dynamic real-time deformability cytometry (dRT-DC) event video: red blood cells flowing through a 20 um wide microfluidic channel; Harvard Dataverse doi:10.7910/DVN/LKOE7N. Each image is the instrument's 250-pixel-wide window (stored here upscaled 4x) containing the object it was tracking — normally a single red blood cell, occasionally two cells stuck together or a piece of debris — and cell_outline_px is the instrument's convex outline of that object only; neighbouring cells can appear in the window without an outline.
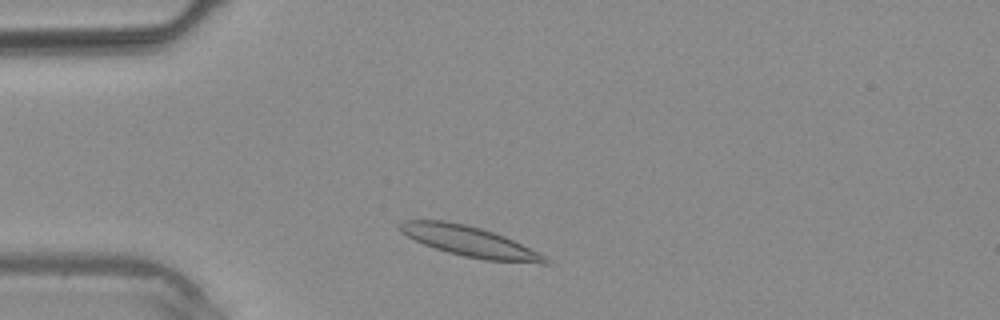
{"species": "common noctule bat (a hibernating species)", "species_latin": "Nyctalus noctula", "temperature_condition": "warm", "stored_images_in_passage": 32, "camera_frame_rate_fps": 3000, "um_per_image_px": 0.085, "animal": {"sex": "male", "body_mass_g": 20.4}, "frame": {"image": 1, "passage_image": 2, "time_ms": 0.333, "image_size_px": [1000, 320], "cell_outline_px": [[552, 264], [540, 264], [484, 260], [464, 256], [448, 252], [424, 244], [400, 232], [396, 228], [396, 224], [404, 220], [444, 220], [464, 224], [480, 228], [504, 236], [552, 260]], "centroid_in_image_um": [39.9, 20.53], "position_along_channel_um": 45.1, "area_um2": 25.61}}
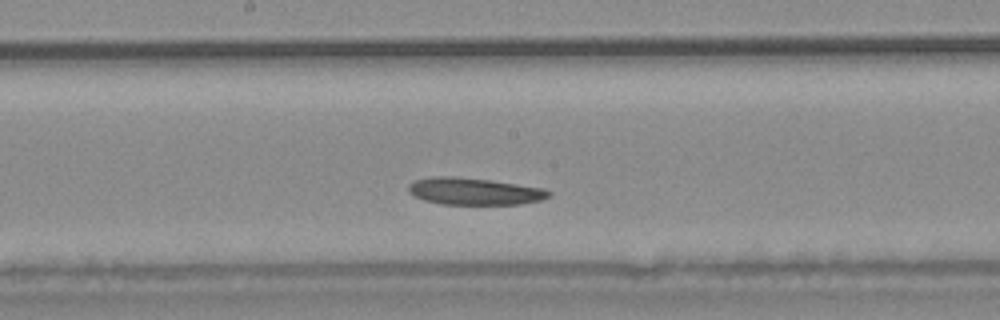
{"frame": {"image": 2, "passage_image": 13, "time_ms": 4.0, "image_size_px": [1000, 320], "cell_outline_px": [[552, 192], [548, 196], [540, 200], [520, 204], [440, 204], [424, 200], [408, 192], [408, 184], [412, 180], [432, 176], [452, 176], [492, 180], [544, 188]], "centroid_in_image_um": [40.27, 16.25], "position_along_channel_um": 207.9, "area_um2": 22.2}}
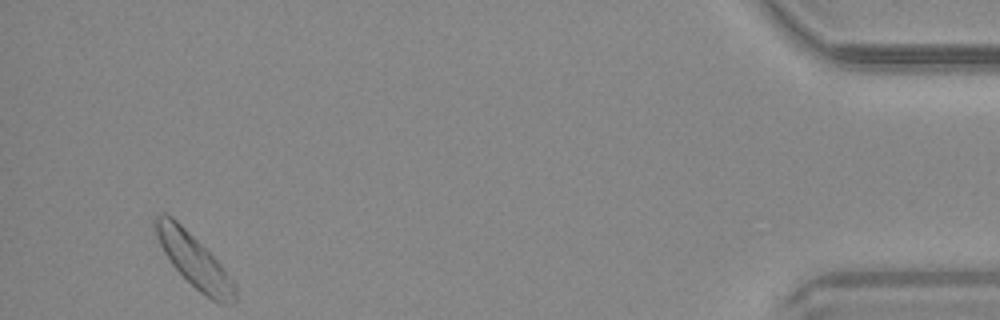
{"frame": {"image": 3, "passage_image": 30, "time_ms": 9.667, "image_size_px": [1000, 320], "cell_outline_px": [[236, 300], [228, 304], [220, 304], [212, 300], [200, 292], [172, 264], [164, 252], [160, 244], [152, 220], [156, 216], [164, 212], [172, 216], [224, 268], [232, 280], [236, 296]], "centroid_in_image_um": [16.47, 22.14], "position_along_channel_um": 418.7, "area_um2": 23.76}}